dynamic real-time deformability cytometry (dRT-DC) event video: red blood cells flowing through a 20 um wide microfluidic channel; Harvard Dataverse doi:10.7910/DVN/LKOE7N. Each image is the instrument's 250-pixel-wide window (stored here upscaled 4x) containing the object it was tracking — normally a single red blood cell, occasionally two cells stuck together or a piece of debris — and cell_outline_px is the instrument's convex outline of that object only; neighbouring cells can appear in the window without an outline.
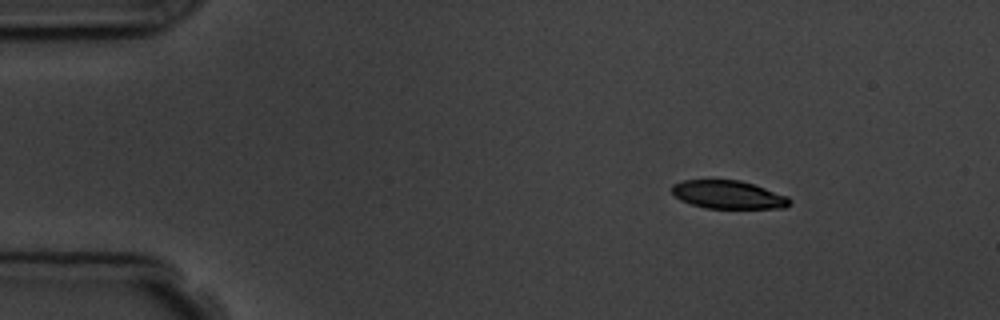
{"species": "common noctule bat (a hibernating species)", "species_latin": "Nyctalus noctula", "temperature_condition": "room temperature", "stored_images_in_passage": 6, "camera_frame_rate_fps": 3000, "um_per_image_px": 0.085, "animal": {"sex": "male", "body_mass_g": 19.5, "forearm_length_mm": 54.6}, "frame": {"image": 1, "passage_image": 2, "time_ms": 1.333, "image_size_px": [1000, 320], "cell_outline_px": [[792, 200], [784, 208], [704, 208], [680, 200], [672, 192], [672, 184], [684, 180], [740, 180], [788, 196]], "centroid_in_image_um": [61.89, 16.55], "position_along_channel_um": 23.1, "area_um2": 19.19}}
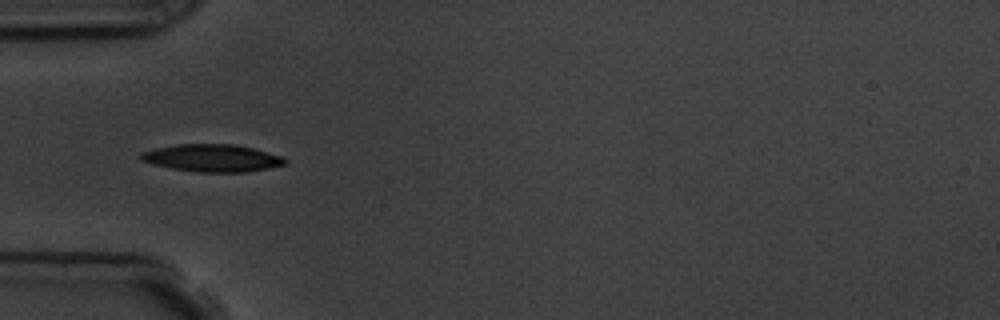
{"frame": {"image": 2, "passage_image": 5, "time_ms": 4.667, "image_size_px": [1000, 320], "cell_outline_px": [[288, 164], [268, 168], [244, 172], [196, 172], [172, 168], [152, 164], [140, 160], [136, 156], [140, 152], [156, 148], [176, 144], [232, 144], [252, 148], [284, 156], [288, 160]], "centroid_in_image_um": [18.02, 13.43], "position_along_channel_um": 67.0, "area_um2": 23.24}}